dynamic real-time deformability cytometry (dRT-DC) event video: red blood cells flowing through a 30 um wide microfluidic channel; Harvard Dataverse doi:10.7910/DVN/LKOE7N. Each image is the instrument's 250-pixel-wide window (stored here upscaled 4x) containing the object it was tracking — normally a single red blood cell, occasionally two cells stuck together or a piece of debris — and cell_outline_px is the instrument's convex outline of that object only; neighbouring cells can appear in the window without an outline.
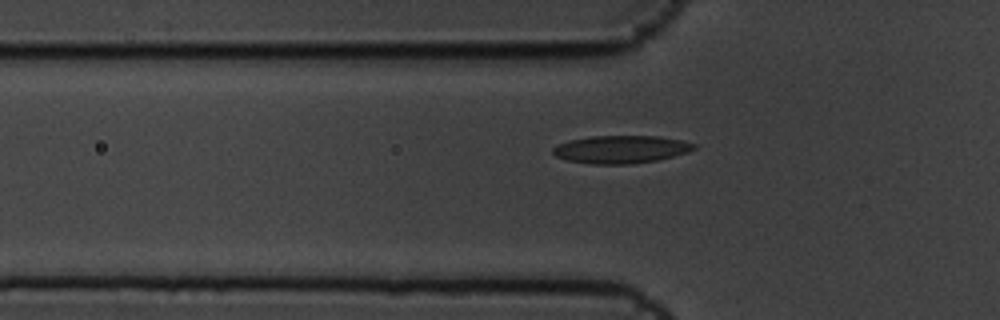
{"species": "common noctule bat (a hibernating species)", "species_latin": "Nyctalus noctula", "temperature_condition": "cold", "stored_images_in_passage": 5, "camera_frame_rate_fps": 3000, "um_per_image_px": 0.085, "animal": {"sex": "male", "body_mass_g": 19.5, "forearm_length_mm": 54.6}, "frame": {"image": 1, "passage_image": 5, "time_ms": 1.333, "image_size_px": [1000, 320], "cell_outline_px": [[696, 148], [688, 152], [656, 160], [632, 164], [592, 164], [568, 160], [556, 156], [552, 152], [552, 148], [568, 140], [592, 136], [660, 136], [680, 140], [696, 144]], "centroid_in_image_um": [52.78, 12.69], "position_along_channel_um": 73.0, "area_um2": 22.72}}